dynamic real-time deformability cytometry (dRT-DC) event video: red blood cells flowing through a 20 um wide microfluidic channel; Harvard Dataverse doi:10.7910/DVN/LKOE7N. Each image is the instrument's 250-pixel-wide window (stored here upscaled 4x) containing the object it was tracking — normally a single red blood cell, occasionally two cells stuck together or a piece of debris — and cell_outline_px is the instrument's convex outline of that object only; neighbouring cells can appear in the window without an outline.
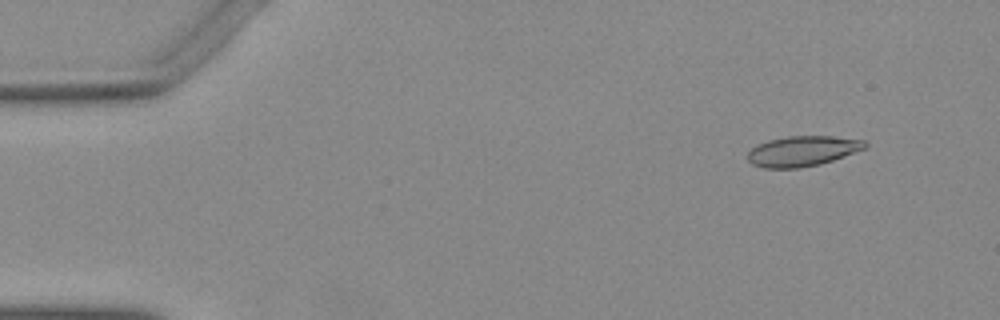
{"species": "Egyptian fruit bat (a non-hibernating species)", "species_latin": "Rousettus aegyptiacus", "temperature_condition": "warm", "stored_images_in_passage": 15, "camera_frame_rate_fps": 3000, "um_per_image_px": 0.085, "animal": {"sex": "female"}, "frame": {"image": 1, "passage_image": 5, "time_ms": 1.333, "image_size_px": [1000, 320], "cell_outline_px": [[868, 144], [864, 148], [832, 160], [820, 164], [796, 168], [764, 168], [752, 164], [748, 160], [748, 152], [752, 148], [760, 144], [772, 140], [788, 136], [832, 136], [864, 140]], "centroid_in_image_um": [68.2, 12.84], "position_along_channel_um": 16.8, "area_um2": 20.29}}